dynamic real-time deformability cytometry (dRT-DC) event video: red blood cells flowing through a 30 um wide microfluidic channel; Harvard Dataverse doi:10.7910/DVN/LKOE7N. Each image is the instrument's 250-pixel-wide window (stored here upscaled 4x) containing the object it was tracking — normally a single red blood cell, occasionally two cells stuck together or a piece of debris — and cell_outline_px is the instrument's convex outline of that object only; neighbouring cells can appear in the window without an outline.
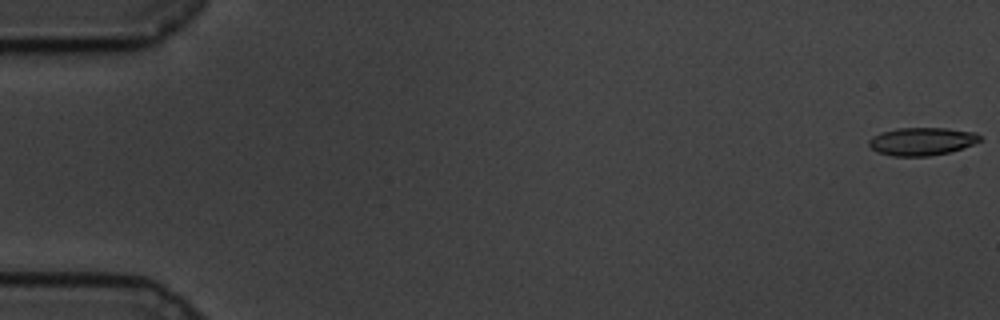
{"species": "common noctule bat (a hibernating species)", "species_latin": "Nyctalus noctula", "temperature_condition": "cold", "stored_images_in_passage": 60, "camera_frame_rate_fps": 3000, "um_per_image_px": 0.085, "animal": {"sex": "male", "body_mass_g": 19.5, "forearm_length_mm": 54.6}, "frame": {"image": 1, "passage_image": 1, "time_ms": 0.0, "image_size_px": [1000, 320], "cell_outline_px": [[980, 140], [972, 144], [948, 152], [928, 156], [892, 156], [876, 152], [868, 144], [868, 140], [872, 136], [880, 132], [896, 128], [948, 128], [976, 132], [980, 136]], "centroid_in_image_um": [78.3, 12.0], "position_along_channel_um": 6.7, "area_um2": 18.03}}
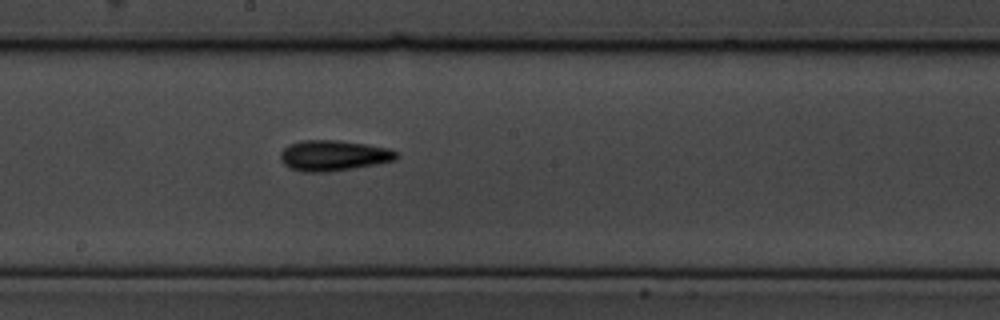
{"frame": {"image": 2, "passage_image": 33, "time_ms": 10.667, "image_size_px": [1000, 320], "cell_outline_px": [[396, 160], [376, 164], [328, 172], [304, 172], [288, 168], [280, 160], [280, 152], [288, 144], [304, 140], [340, 140], [368, 144], [388, 148], [396, 152]], "centroid_in_image_um": [28.3, 13.22], "position_along_channel_um": 219.9, "area_um2": 20.75}}
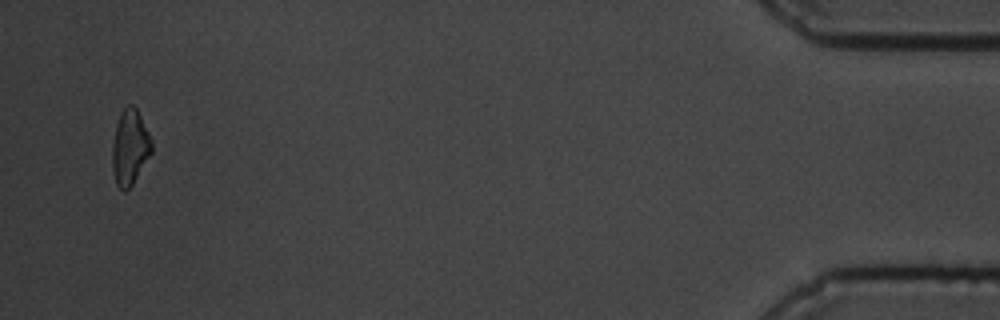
{"frame": {"image": 3, "passage_image": 58, "time_ms": 19.0, "image_size_px": [1000, 320], "cell_outline_px": [[152, 152], [132, 184], [124, 192], [116, 184], [112, 168], [112, 144], [116, 124], [120, 112], [128, 104], [132, 104], [136, 108], [152, 140]], "centroid_in_image_um": [11.03, 12.51], "position_along_channel_um": 424.2, "area_um2": 17.17}, "authors_computed_cell_mechanics": {"area_um2": 18.3226, "velocity_mm_per_s": 3.4198, "shape_relaxation_time_tau1_ms": 4.3601, "shape_relaxation_time_tau2_ms": null, "deformation_change_tau1": 0.1241, "deformation_change_tau2": null}}